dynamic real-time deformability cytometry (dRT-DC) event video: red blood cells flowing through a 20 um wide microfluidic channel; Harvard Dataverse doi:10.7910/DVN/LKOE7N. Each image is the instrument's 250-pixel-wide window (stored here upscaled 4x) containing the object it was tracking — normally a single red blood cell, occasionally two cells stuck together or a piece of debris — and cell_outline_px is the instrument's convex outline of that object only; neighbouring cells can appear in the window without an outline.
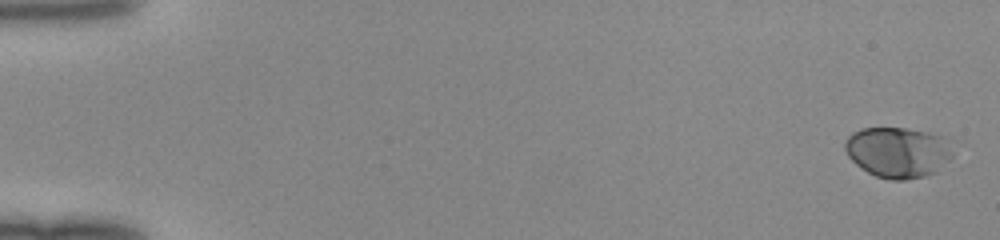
{"species": "human", "species_latin": "Homo sapiens", "temperature_condition": "room temperature", "stored_images_in_passage": 50, "camera_frame_rate_fps": 3000, "um_per_image_px": 0.085, "donor": {"sex": "female"}, "frame": {"image": 1, "passage_image": 1, "time_ms": 0.0, "image_size_px": [1000, 240], "cell_outline_px": [[952, 156], [936, 172], [924, 176], [908, 180], [892, 180], [876, 176], [860, 168], [848, 156], [844, 148], [844, 140], [852, 132], [860, 128], [904, 128], [928, 132], [940, 136], [948, 140], [952, 152]], "centroid_in_image_um": [76.29, 12.94], "position_along_channel_um": 8.7, "area_um2": 31.91}}
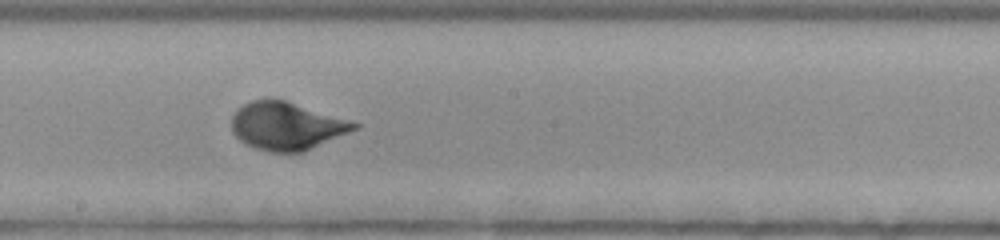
{"frame": {"image": 2, "passage_image": 29, "time_ms": 9.333, "image_size_px": [1000, 240], "cell_outline_px": [[360, 128], [304, 152], [268, 152], [256, 148], [240, 140], [232, 132], [232, 116], [236, 108], [252, 100], [284, 100], [360, 124]], "centroid_in_image_um": [24.35, 10.73], "position_along_channel_um": 223.8, "area_um2": 33.81}}
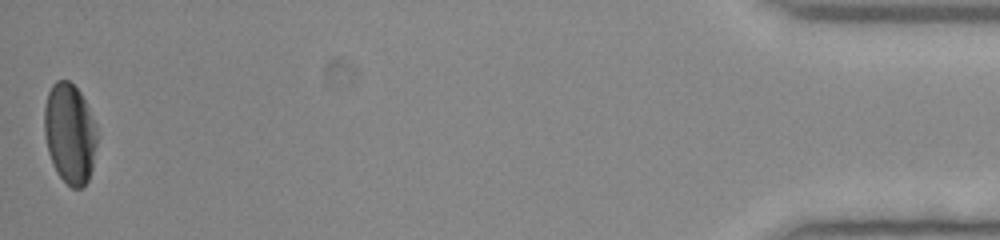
{"frame": {"image": 3, "passage_image": 50, "time_ms": 16.333, "image_size_px": [1000, 240], "cell_outline_px": [[96, 144], [92, 168], [88, 180], [80, 188], [72, 188], [56, 172], [52, 164], [48, 152], [44, 136], [44, 104], [48, 92], [52, 84], [56, 80], [68, 80], [80, 92], [96, 124]], "centroid_in_image_um": [5.9, 11.33], "position_along_channel_um": 429.3, "area_um2": 30.81}}